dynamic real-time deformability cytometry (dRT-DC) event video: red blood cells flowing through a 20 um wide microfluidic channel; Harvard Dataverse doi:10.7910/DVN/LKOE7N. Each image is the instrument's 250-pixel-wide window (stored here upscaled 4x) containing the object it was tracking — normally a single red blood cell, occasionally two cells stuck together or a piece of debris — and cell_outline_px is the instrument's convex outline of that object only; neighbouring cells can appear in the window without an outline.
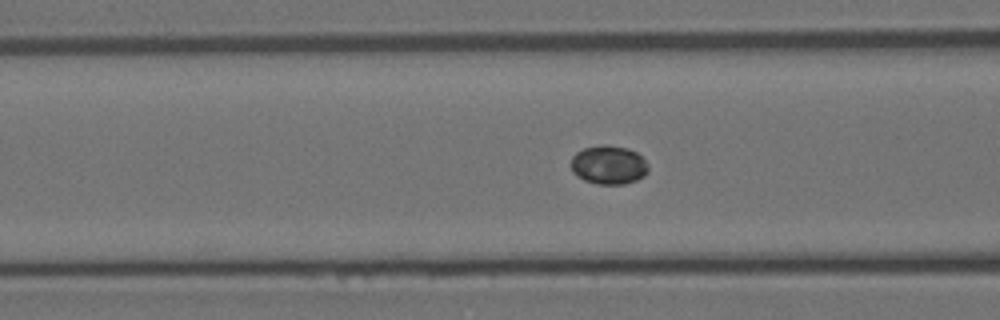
{"species": "Egyptian fruit bat (a non-hibernating species)", "species_latin": "Rousettus aegyptiacus", "temperature_condition": "room temperature", "stored_images_in_passage": 28, "camera_frame_rate_fps": 3000, "um_per_image_px": 0.085, "animal": {"sex": "female"}, "frame": {"image": 1, "passage_image": 4, "time_ms": 1.0, "image_size_px": [1000, 320], "cell_outline_px": [[648, 172], [644, 176], [636, 180], [624, 184], [596, 184], [584, 180], [576, 176], [572, 172], [572, 156], [576, 152], [584, 148], [600, 144], [608, 144], [628, 148], [636, 152], [648, 164]], "centroid_in_image_um": [51.73, 14.01], "position_along_channel_um": 114.9, "area_um2": 17.63}}
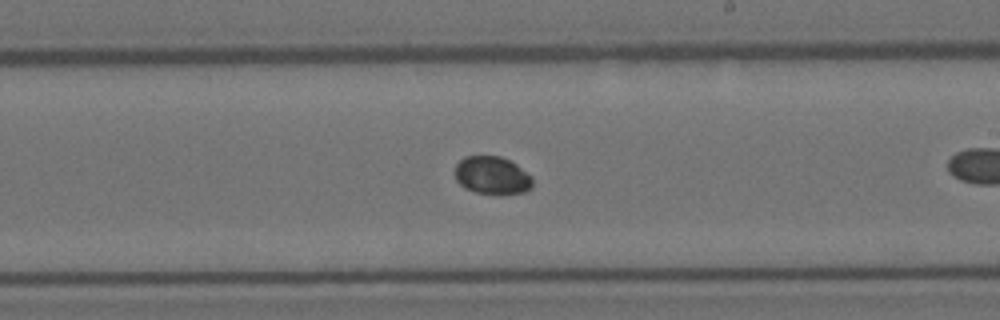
{"frame": {"image": 2, "passage_image": 15, "time_ms": 4.667, "image_size_px": [1000, 320], "cell_outline_px": [[532, 188], [524, 192], [500, 196], [476, 192], [464, 188], [456, 180], [456, 164], [464, 156], [500, 156], [516, 164], [532, 176]], "centroid_in_image_um": [41.85, 14.94], "position_along_channel_um": 247.2, "area_um2": 17.4}}
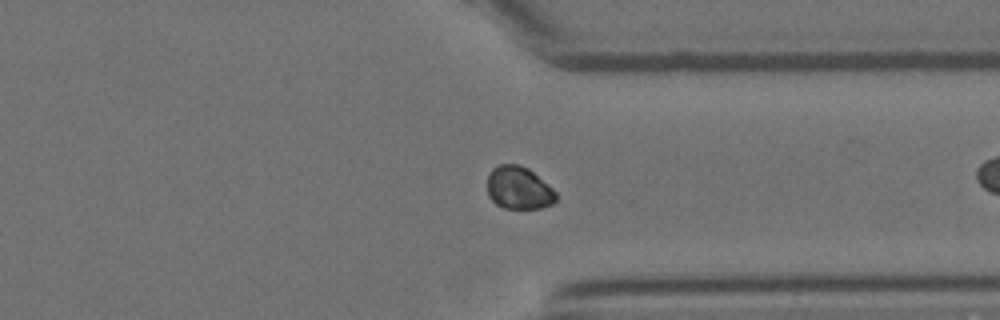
{"frame": {"image": 3, "passage_image": 25, "time_ms": 8.0, "image_size_px": [1000, 320], "cell_outline_px": [[556, 200], [552, 204], [540, 208], [504, 208], [496, 204], [488, 196], [488, 172], [492, 168], [500, 164], [520, 164], [528, 168], [552, 188], [556, 192]], "centroid_in_image_um": [44.07, 15.96], "position_along_channel_um": 367.3, "area_um2": 17.11}}